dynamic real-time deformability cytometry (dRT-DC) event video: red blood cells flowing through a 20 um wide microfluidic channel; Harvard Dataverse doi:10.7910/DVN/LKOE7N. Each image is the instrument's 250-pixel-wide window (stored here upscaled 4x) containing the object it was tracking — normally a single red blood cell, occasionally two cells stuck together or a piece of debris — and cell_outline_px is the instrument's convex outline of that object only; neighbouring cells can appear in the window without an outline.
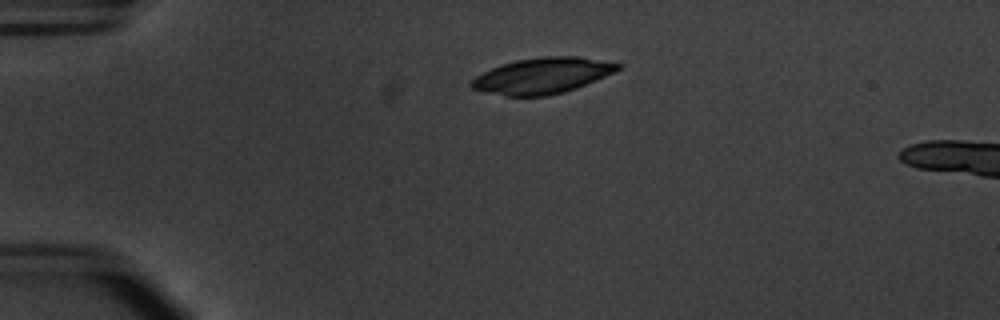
{"species": "common noctule bat (a hibernating species)", "species_latin": "Nyctalus noctula", "temperature_condition": "warm", "stored_images_in_passage": 42, "camera_frame_rate_fps": 3000, "um_per_image_px": 0.085, "animal": {"sex": "male", "body_mass_g": 20.1, "forearm_length_mm": 53.5}, "frame": {"image": 1, "passage_image": 1, "time_ms": 0.0, "image_size_px": [1000, 320], "cell_outline_px": [[624, 64], [620, 68], [596, 80], [576, 88], [564, 92], [548, 96], [504, 96], [484, 92], [472, 88], [468, 84], [476, 76], [500, 64], [516, 60], [540, 56], [576, 56]], "centroid_in_image_um": [46.07, 6.43], "position_along_channel_um": 38.9, "area_um2": 30.58}}
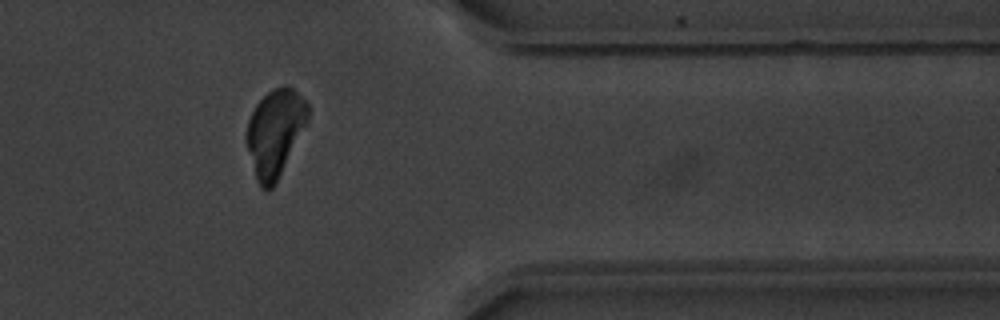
{"frame": {"image": 2, "passage_image": 33, "time_ms": 10.667, "image_size_px": [1000, 320], "cell_outline_px": [[308, 120], [276, 184], [268, 192], [264, 192], [260, 188], [256, 180], [248, 148], [248, 120], [256, 104], [272, 88], [292, 88], [308, 104]], "centroid_in_image_um": [23.38, 11.34], "position_along_channel_um": 388.0, "area_um2": 30.46}}
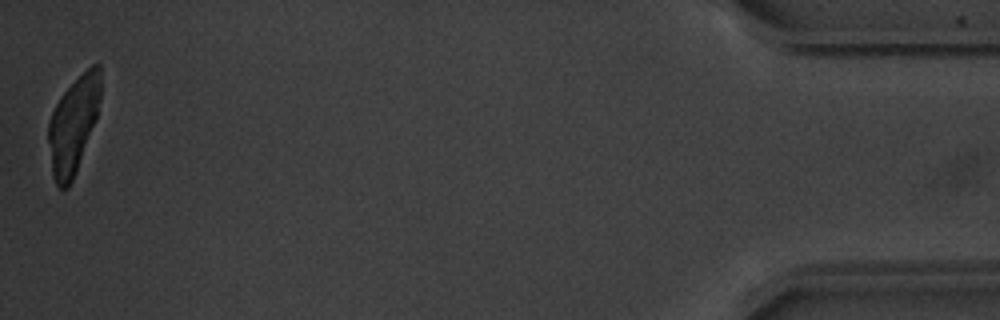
{"frame": {"image": 3, "passage_image": 42, "time_ms": 13.667, "image_size_px": [1000, 320], "cell_outline_px": [[100, 100], [96, 120], [72, 180], [68, 188], [60, 188], [56, 184], [52, 176], [48, 140], [48, 120], [60, 96], [92, 64], [100, 64]], "centroid_in_image_um": [6.22, 10.62], "position_along_channel_um": 429.0, "area_um2": 28.96}}